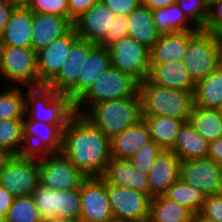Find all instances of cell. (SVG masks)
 I'll list each match as a JSON object with an SVG mask.
<instances>
[{"label": "cell", "mask_w": 222, "mask_h": 222, "mask_svg": "<svg viewBox=\"0 0 222 222\" xmlns=\"http://www.w3.org/2000/svg\"><path fill=\"white\" fill-rule=\"evenodd\" d=\"M61 152L86 177H100L111 159L110 138L83 114L74 113L63 130Z\"/></svg>", "instance_id": "1"}, {"label": "cell", "mask_w": 222, "mask_h": 222, "mask_svg": "<svg viewBox=\"0 0 222 222\" xmlns=\"http://www.w3.org/2000/svg\"><path fill=\"white\" fill-rule=\"evenodd\" d=\"M142 116H167L188 121L194 108L191 92L153 84L148 78L139 83Z\"/></svg>", "instance_id": "2"}, {"label": "cell", "mask_w": 222, "mask_h": 222, "mask_svg": "<svg viewBox=\"0 0 222 222\" xmlns=\"http://www.w3.org/2000/svg\"><path fill=\"white\" fill-rule=\"evenodd\" d=\"M84 116L111 139L142 119L140 94L97 103Z\"/></svg>", "instance_id": "3"}, {"label": "cell", "mask_w": 222, "mask_h": 222, "mask_svg": "<svg viewBox=\"0 0 222 222\" xmlns=\"http://www.w3.org/2000/svg\"><path fill=\"white\" fill-rule=\"evenodd\" d=\"M25 115L31 120L66 125L74 112V103L64 93L47 85L25 87Z\"/></svg>", "instance_id": "4"}, {"label": "cell", "mask_w": 222, "mask_h": 222, "mask_svg": "<svg viewBox=\"0 0 222 222\" xmlns=\"http://www.w3.org/2000/svg\"><path fill=\"white\" fill-rule=\"evenodd\" d=\"M139 82L131 75L109 67L98 76L87 92L74 104V112L85 114L93 105L135 96Z\"/></svg>", "instance_id": "5"}, {"label": "cell", "mask_w": 222, "mask_h": 222, "mask_svg": "<svg viewBox=\"0 0 222 222\" xmlns=\"http://www.w3.org/2000/svg\"><path fill=\"white\" fill-rule=\"evenodd\" d=\"M183 62L195 82L208 77L222 64L218 35L200 30L190 40Z\"/></svg>", "instance_id": "6"}, {"label": "cell", "mask_w": 222, "mask_h": 222, "mask_svg": "<svg viewBox=\"0 0 222 222\" xmlns=\"http://www.w3.org/2000/svg\"><path fill=\"white\" fill-rule=\"evenodd\" d=\"M0 184L15 197L31 196L40 185L39 155H12L0 170Z\"/></svg>", "instance_id": "7"}, {"label": "cell", "mask_w": 222, "mask_h": 222, "mask_svg": "<svg viewBox=\"0 0 222 222\" xmlns=\"http://www.w3.org/2000/svg\"><path fill=\"white\" fill-rule=\"evenodd\" d=\"M2 86H38L37 53L32 48L4 46Z\"/></svg>", "instance_id": "8"}, {"label": "cell", "mask_w": 222, "mask_h": 222, "mask_svg": "<svg viewBox=\"0 0 222 222\" xmlns=\"http://www.w3.org/2000/svg\"><path fill=\"white\" fill-rule=\"evenodd\" d=\"M87 177L62 153L39 155V182L55 191L80 188Z\"/></svg>", "instance_id": "9"}, {"label": "cell", "mask_w": 222, "mask_h": 222, "mask_svg": "<svg viewBox=\"0 0 222 222\" xmlns=\"http://www.w3.org/2000/svg\"><path fill=\"white\" fill-rule=\"evenodd\" d=\"M111 66L131 75L139 83L150 72V50L130 37L122 38L108 47Z\"/></svg>", "instance_id": "10"}, {"label": "cell", "mask_w": 222, "mask_h": 222, "mask_svg": "<svg viewBox=\"0 0 222 222\" xmlns=\"http://www.w3.org/2000/svg\"><path fill=\"white\" fill-rule=\"evenodd\" d=\"M107 193L113 216L119 222H146L151 198L132 188L107 183Z\"/></svg>", "instance_id": "11"}, {"label": "cell", "mask_w": 222, "mask_h": 222, "mask_svg": "<svg viewBox=\"0 0 222 222\" xmlns=\"http://www.w3.org/2000/svg\"><path fill=\"white\" fill-rule=\"evenodd\" d=\"M79 222H106L114 218L107 193V182L100 177H87L80 187Z\"/></svg>", "instance_id": "12"}, {"label": "cell", "mask_w": 222, "mask_h": 222, "mask_svg": "<svg viewBox=\"0 0 222 222\" xmlns=\"http://www.w3.org/2000/svg\"><path fill=\"white\" fill-rule=\"evenodd\" d=\"M180 178L206 196L222 194V168L211 158L181 161Z\"/></svg>", "instance_id": "13"}, {"label": "cell", "mask_w": 222, "mask_h": 222, "mask_svg": "<svg viewBox=\"0 0 222 222\" xmlns=\"http://www.w3.org/2000/svg\"><path fill=\"white\" fill-rule=\"evenodd\" d=\"M66 125H54L23 118L25 154L40 155L62 151L63 130Z\"/></svg>", "instance_id": "14"}, {"label": "cell", "mask_w": 222, "mask_h": 222, "mask_svg": "<svg viewBox=\"0 0 222 222\" xmlns=\"http://www.w3.org/2000/svg\"><path fill=\"white\" fill-rule=\"evenodd\" d=\"M78 38L73 27L67 34L37 52L38 86L47 85L58 74Z\"/></svg>", "instance_id": "15"}, {"label": "cell", "mask_w": 222, "mask_h": 222, "mask_svg": "<svg viewBox=\"0 0 222 222\" xmlns=\"http://www.w3.org/2000/svg\"><path fill=\"white\" fill-rule=\"evenodd\" d=\"M97 44L78 38L72 45L66 61L58 74L47 84L57 93L66 94L82 78V67L89 56L90 51Z\"/></svg>", "instance_id": "16"}, {"label": "cell", "mask_w": 222, "mask_h": 222, "mask_svg": "<svg viewBox=\"0 0 222 222\" xmlns=\"http://www.w3.org/2000/svg\"><path fill=\"white\" fill-rule=\"evenodd\" d=\"M116 15L100 0L74 20L79 38L99 44L106 33H111L112 19Z\"/></svg>", "instance_id": "17"}, {"label": "cell", "mask_w": 222, "mask_h": 222, "mask_svg": "<svg viewBox=\"0 0 222 222\" xmlns=\"http://www.w3.org/2000/svg\"><path fill=\"white\" fill-rule=\"evenodd\" d=\"M74 27L64 16L32 12L31 48L37 53L55 39L67 34Z\"/></svg>", "instance_id": "18"}, {"label": "cell", "mask_w": 222, "mask_h": 222, "mask_svg": "<svg viewBox=\"0 0 222 222\" xmlns=\"http://www.w3.org/2000/svg\"><path fill=\"white\" fill-rule=\"evenodd\" d=\"M180 163L178 156L171 150H162L159 153L147 174L151 199L163 196L180 178Z\"/></svg>", "instance_id": "19"}, {"label": "cell", "mask_w": 222, "mask_h": 222, "mask_svg": "<svg viewBox=\"0 0 222 222\" xmlns=\"http://www.w3.org/2000/svg\"><path fill=\"white\" fill-rule=\"evenodd\" d=\"M111 67L108 47L96 45L89 53L82 67V78L66 93L75 104L93 85L100 74Z\"/></svg>", "instance_id": "20"}, {"label": "cell", "mask_w": 222, "mask_h": 222, "mask_svg": "<svg viewBox=\"0 0 222 222\" xmlns=\"http://www.w3.org/2000/svg\"><path fill=\"white\" fill-rule=\"evenodd\" d=\"M148 79L161 87L194 93L196 82L183 60L166 64H150Z\"/></svg>", "instance_id": "21"}, {"label": "cell", "mask_w": 222, "mask_h": 222, "mask_svg": "<svg viewBox=\"0 0 222 222\" xmlns=\"http://www.w3.org/2000/svg\"><path fill=\"white\" fill-rule=\"evenodd\" d=\"M107 183L132 188L150 197L147 175L136 169L129 159L112 158L101 176Z\"/></svg>", "instance_id": "22"}, {"label": "cell", "mask_w": 222, "mask_h": 222, "mask_svg": "<svg viewBox=\"0 0 222 222\" xmlns=\"http://www.w3.org/2000/svg\"><path fill=\"white\" fill-rule=\"evenodd\" d=\"M199 31H182L161 35L150 49V64H166L184 59L190 40Z\"/></svg>", "instance_id": "23"}, {"label": "cell", "mask_w": 222, "mask_h": 222, "mask_svg": "<svg viewBox=\"0 0 222 222\" xmlns=\"http://www.w3.org/2000/svg\"><path fill=\"white\" fill-rule=\"evenodd\" d=\"M150 130L144 119L110 139L111 157L129 159L142 146L151 142Z\"/></svg>", "instance_id": "24"}, {"label": "cell", "mask_w": 222, "mask_h": 222, "mask_svg": "<svg viewBox=\"0 0 222 222\" xmlns=\"http://www.w3.org/2000/svg\"><path fill=\"white\" fill-rule=\"evenodd\" d=\"M0 41L4 46L31 48L32 11L25 5H19L0 35Z\"/></svg>", "instance_id": "25"}, {"label": "cell", "mask_w": 222, "mask_h": 222, "mask_svg": "<svg viewBox=\"0 0 222 222\" xmlns=\"http://www.w3.org/2000/svg\"><path fill=\"white\" fill-rule=\"evenodd\" d=\"M128 37L133 38L147 49H151L160 38L153 21L152 10L139 5L128 16Z\"/></svg>", "instance_id": "26"}, {"label": "cell", "mask_w": 222, "mask_h": 222, "mask_svg": "<svg viewBox=\"0 0 222 222\" xmlns=\"http://www.w3.org/2000/svg\"><path fill=\"white\" fill-rule=\"evenodd\" d=\"M209 142L196 132L190 123L184 122L171 149L180 161L206 158Z\"/></svg>", "instance_id": "27"}, {"label": "cell", "mask_w": 222, "mask_h": 222, "mask_svg": "<svg viewBox=\"0 0 222 222\" xmlns=\"http://www.w3.org/2000/svg\"><path fill=\"white\" fill-rule=\"evenodd\" d=\"M153 21L161 35L182 31H200L177 3L152 11Z\"/></svg>", "instance_id": "28"}, {"label": "cell", "mask_w": 222, "mask_h": 222, "mask_svg": "<svg viewBox=\"0 0 222 222\" xmlns=\"http://www.w3.org/2000/svg\"><path fill=\"white\" fill-rule=\"evenodd\" d=\"M194 105L218 109L222 103V64L208 77L196 82Z\"/></svg>", "instance_id": "29"}, {"label": "cell", "mask_w": 222, "mask_h": 222, "mask_svg": "<svg viewBox=\"0 0 222 222\" xmlns=\"http://www.w3.org/2000/svg\"><path fill=\"white\" fill-rule=\"evenodd\" d=\"M188 122L208 142L222 138V115L218 109L194 105Z\"/></svg>", "instance_id": "30"}, {"label": "cell", "mask_w": 222, "mask_h": 222, "mask_svg": "<svg viewBox=\"0 0 222 222\" xmlns=\"http://www.w3.org/2000/svg\"><path fill=\"white\" fill-rule=\"evenodd\" d=\"M150 130L151 140L163 150H171L180 127L185 122L167 116H142Z\"/></svg>", "instance_id": "31"}, {"label": "cell", "mask_w": 222, "mask_h": 222, "mask_svg": "<svg viewBox=\"0 0 222 222\" xmlns=\"http://www.w3.org/2000/svg\"><path fill=\"white\" fill-rule=\"evenodd\" d=\"M194 215L187 207L157 196L150 201L148 222H190Z\"/></svg>", "instance_id": "32"}, {"label": "cell", "mask_w": 222, "mask_h": 222, "mask_svg": "<svg viewBox=\"0 0 222 222\" xmlns=\"http://www.w3.org/2000/svg\"><path fill=\"white\" fill-rule=\"evenodd\" d=\"M25 87L0 85V120L23 119Z\"/></svg>", "instance_id": "33"}, {"label": "cell", "mask_w": 222, "mask_h": 222, "mask_svg": "<svg viewBox=\"0 0 222 222\" xmlns=\"http://www.w3.org/2000/svg\"><path fill=\"white\" fill-rule=\"evenodd\" d=\"M170 201L177 202L190 209L194 214L200 212L206 195L193 185L179 178L163 195Z\"/></svg>", "instance_id": "34"}, {"label": "cell", "mask_w": 222, "mask_h": 222, "mask_svg": "<svg viewBox=\"0 0 222 222\" xmlns=\"http://www.w3.org/2000/svg\"><path fill=\"white\" fill-rule=\"evenodd\" d=\"M0 146L13 155L25 154L23 119L0 120Z\"/></svg>", "instance_id": "35"}, {"label": "cell", "mask_w": 222, "mask_h": 222, "mask_svg": "<svg viewBox=\"0 0 222 222\" xmlns=\"http://www.w3.org/2000/svg\"><path fill=\"white\" fill-rule=\"evenodd\" d=\"M81 215L80 188L56 191L55 218H63L79 222Z\"/></svg>", "instance_id": "36"}, {"label": "cell", "mask_w": 222, "mask_h": 222, "mask_svg": "<svg viewBox=\"0 0 222 222\" xmlns=\"http://www.w3.org/2000/svg\"><path fill=\"white\" fill-rule=\"evenodd\" d=\"M6 222H42L32 196L15 197L5 217Z\"/></svg>", "instance_id": "37"}, {"label": "cell", "mask_w": 222, "mask_h": 222, "mask_svg": "<svg viewBox=\"0 0 222 222\" xmlns=\"http://www.w3.org/2000/svg\"><path fill=\"white\" fill-rule=\"evenodd\" d=\"M176 3L198 29L204 28L209 14V0H176Z\"/></svg>", "instance_id": "38"}, {"label": "cell", "mask_w": 222, "mask_h": 222, "mask_svg": "<svg viewBox=\"0 0 222 222\" xmlns=\"http://www.w3.org/2000/svg\"><path fill=\"white\" fill-rule=\"evenodd\" d=\"M163 149L154 141L142 146L129 160L143 174H148L156 157Z\"/></svg>", "instance_id": "39"}, {"label": "cell", "mask_w": 222, "mask_h": 222, "mask_svg": "<svg viewBox=\"0 0 222 222\" xmlns=\"http://www.w3.org/2000/svg\"><path fill=\"white\" fill-rule=\"evenodd\" d=\"M42 219L55 218L56 191L39 185L31 195Z\"/></svg>", "instance_id": "40"}, {"label": "cell", "mask_w": 222, "mask_h": 222, "mask_svg": "<svg viewBox=\"0 0 222 222\" xmlns=\"http://www.w3.org/2000/svg\"><path fill=\"white\" fill-rule=\"evenodd\" d=\"M25 6L32 12L56 14L69 18L68 0H29Z\"/></svg>", "instance_id": "41"}, {"label": "cell", "mask_w": 222, "mask_h": 222, "mask_svg": "<svg viewBox=\"0 0 222 222\" xmlns=\"http://www.w3.org/2000/svg\"><path fill=\"white\" fill-rule=\"evenodd\" d=\"M125 37H128L127 16L116 15V18L112 19L111 33H106L104 39L98 45L109 47Z\"/></svg>", "instance_id": "42"}, {"label": "cell", "mask_w": 222, "mask_h": 222, "mask_svg": "<svg viewBox=\"0 0 222 222\" xmlns=\"http://www.w3.org/2000/svg\"><path fill=\"white\" fill-rule=\"evenodd\" d=\"M222 29V0L209 1V14L202 29L205 32L217 34Z\"/></svg>", "instance_id": "43"}, {"label": "cell", "mask_w": 222, "mask_h": 222, "mask_svg": "<svg viewBox=\"0 0 222 222\" xmlns=\"http://www.w3.org/2000/svg\"><path fill=\"white\" fill-rule=\"evenodd\" d=\"M199 213L206 218L222 222V194L206 196Z\"/></svg>", "instance_id": "44"}, {"label": "cell", "mask_w": 222, "mask_h": 222, "mask_svg": "<svg viewBox=\"0 0 222 222\" xmlns=\"http://www.w3.org/2000/svg\"><path fill=\"white\" fill-rule=\"evenodd\" d=\"M115 15L128 16L140 5V0H101Z\"/></svg>", "instance_id": "45"}, {"label": "cell", "mask_w": 222, "mask_h": 222, "mask_svg": "<svg viewBox=\"0 0 222 222\" xmlns=\"http://www.w3.org/2000/svg\"><path fill=\"white\" fill-rule=\"evenodd\" d=\"M100 0H68L69 19L74 23L82 13L86 12L93 4Z\"/></svg>", "instance_id": "46"}, {"label": "cell", "mask_w": 222, "mask_h": 222, "mask_svg": "<svg viewBox=\"0 0 222 222\" xmlns=\"http://www.w3.org/2000/svg\"><path fill=\"white\" fill-rule=\"evenodd\" d=\"M18 6L14 0H0V35L7 26L13 11Z\"/></svg>", "instance_id": "47"}, {"label": "cell", "mask_w": 222, "mask_h": 222, "mask_svg": "<svg viewBox=\"0 0 222 222\" xmlns=\"http://www.w3.org/2000/svg\"><path fill=\"white\" fill-rule=\"evenodd\" d=\"M14 199L15 196L0 184V216L6 217L10 206L14 202Z\"/></svg>", "instance_id": "48"}, {"label": "cell", "mask_w": 222, "mask_h": 222, "mask_svg": "<svg viewBox=\"0 0 222 222\" xmlns=\"http://www.w3.org/2000/svg\"><path fill=\"white\" fill-rule=\"evenodd\" d=\"M207 157L213 159L222 168V138L209 142Z\"/></svg>", "instance_id": "49"}, {"label": "cell", "mask_w": 222, "mask_h": 222, "mask_svg": "<svg viewBox=\"0 0 222 222\" xmlns=\"http://www.w3.org/2000/svg\"><path fill=\"white\" fill-rule=\"evenodd\" d=\"M176 3V0H140V5L147 6L152 11Z\"/></svg>", "instance_id": "50"}, {"label": "cell", "mask_w": 222, "mask_h": 222, "mask_svg": "<svg viewBox=\"0 0 222 222\" xmlns=\"http://www.w3.org/2000/svg\"><path fill=\"white\" fill-rule=\"evenodd\" d=\"M12 153H10L7 149L0 146V170L4 166V164L12 157Z\"/></svg>", "instance_id": "51"}, {"label": "cell", "mask_w": 222, "mask_h": 222, "mask_svg": "<svg viewBox=\"0 0 222 222\" xmlns=\"http://www.w3.org/2000/svg\"><path fill=\"white\" fill-rule=\"evenodd\" d=\"M193 219L195 222H219L211 218H206L202 216L200 213L195 214Z\"/></svg>", "instance_id": "52"}, {"label": "cell", "mask_w": 222, "mask_h": 222, "mask_svg": "<svg viewBox=\"0 0 222 222\" xmlns=\"http://www.w3.org/2000/svg\"><path fill=\"white\" fill-rule=\"evenodd\" d=\"M42 222H73V221L63 218H48V219H43Z\"/></svg>", "instance_id": "53"}, {"label": "cell", "mask_w": 222, "mask_h": 222, "mask_svg": "<svg viewBox=\"0 0 222 222\" xmlns=\"http://www.w3.org/2000/svg\"><path fill=\"white\" fill-rule=\"evenodd\" d=\"M3 49H4V45L0 41V85H1V70H2Z\"/></svg>", "instance_id": "54"}, {"label": "cell", "mask_w": 222, "mask_h": 222, "mask_svg": "<svg viewBox=\"0 0 222 222\" xmlns=\"http://www.w3.org/2000/svg\"><path fill=\"white\" fill-rule=\"evenodd\" d=\"M18 5H26L29 0H14Z\"/></svg>", "instance_id": "55"}, {"label": "cell", "mask_w": 222, "mask_h": 222, "mask_svg": "<svg viewBox=\"0 0 222 222\" xmlns=\"http://www.w3.org/2000/svg\"><path fill=\"white\" fill-rule=\"evenodd\" d=\"M220 45L222 46V29L217 33Z\"/></svg>", "instance_id": "56"}, {"label": "cell", "mask_w": 222, "mask_h": 222, "mask_svg": "<svg viewBox=\"0 0 222 222\" xmlns=\"http://www.w3.org/2000/svg\"><path fill=\"white\" fill-rule=\"evenodd\" d=\"M0 222H6V219H5V217H3V216H0Z\"/></svg>", "instance_id": "57"}, {"label": "cell", "mask_w": 222, "mask_h": 222, "mask_svg": "<svg viewBox=\"0 0 222 222\" xmlns=\"http://www.w3.org/2000/svg\"><path fill=\"white\" fill-rule=\"evenodd\" d=\"M106 222H119L118 220H116L115 218L109 220V221H106Z\"/></svg>", "instance_id": "58"}, {"label": "cell", "mask_w": 222, "mask_h": 222, "mask_svg": "<svg viewBox=\"0 0 222 222\" xmlns=\"http://www.w3.org/2000/svg\"><path fill=\"white\" fill-rule=\"evenodd\" d=\"M218 110H219V112H220L221 115H222V103H221L220 107L218 108Z\"/></svg>", "instance_id": "59"}]
</instances>
